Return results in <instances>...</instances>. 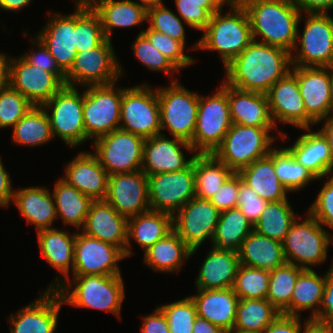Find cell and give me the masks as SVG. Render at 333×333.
Listing matches in <instances>:
<instances>
[{
    "mask_svg": "<svg viewBox=\"0 0 333 333\" xmlns=\"http://www.w3.org/2000/svg\"><path fill=\"white\" fill-rule=\"evenodd\" d=\"M291 68V53L288 50L253 40L224 67L223 81L239 90L266 94Z\"/></svg>",
    "mask_w": 333,
    "mask_h": 333,
    "instance_id": "cell-1",
    "label": "cell"
},
{
    "mask_svg": "<svg viewBox=\"0 0 333 333\" xmlns=\"http://www.w3.org/2000/svg\"><path fill=\"white\" fill-rule=\"evenodd\" d=\"M242 5L248 13L254 41L293 50L301 15L293 0H244Z\"/></svg>",
    "mask_w": 333,
    "mask_h": 333,
    "instance_id": "cell-2",
    "label": "cell"
},
{
    "mask_svg": "<svg viewBox=\"0 0 333 333\" xmlns=\"http://www.w3.org/2000/svg\"><path fill=\"white\" fill-rule=\"evenodd\" d=\"M56 291L63 305L112 313L121 320L125 285L122 275H72Z\"/></svg>",
    "mask_w": 333,
    "mask_h": 333,
    "instance_id": "cell-3",
    "label": "cell"
},
{
    "mask_svg": "<svg viewBox=\"0 0 333 333\" xmlns=\"http://www.w3.org/2000/svg\"><path fill=\"white\" fill-rule=\"evenodd\" d=\"M202 32L199 40L191 45L192 50L219 53L224 67L253 41L251 23L243 5L231 7L225 13L220 8Z\"/></svg>",
    "mask_w": 333,
    "mask_h": 333,
    "instance_id": "cell-4",
    "label": "cell"
},
{
    "mask_svg": "<svg viewBox=\"0 0 333 333\" xmlns=\"http://www.w3.org/2000/svg\"><path fill=\"white\" fill-rule=\"evenodd\" d=\"M276 127H251L232 124L213 155L233 172L267 156L275 146ZM272 132V134H271Z\"/></svg>",
    "mask_w": 333,
    "mask_h": 333,
    "instance_id": "cell-5",
    "label": "cell"
},
{
    "mask_svg": "<svg viewBox=\"0 0 333 333\" xmlns=\"http://www.w3.org/2000/svg\"><path fill=\"white\" fill-rule=\"evenodd\" d=\"M325 229L307 211L306 217L300 215L282 241L286 263L312 270V267L326 262L331 234Z\"/></svg>",
    "mask_w": 333,
    "mask_h": 333,
    "instance_id": "cell-6",
    "label": "cell"
},
{
    "mask_svg": "<svg viewBox=\"0 0 333 333\" xmlns=\"http://www.w3.org/2000/svg\"><path fill=\"white\" fill-rule=\"evenodd\" d=\"M301 19H305L302 36L299 29ZM290 53L292 66L327 67L331 65L333 63L332 15L329 13H303L302 15L301 13L296 43Z\"/></svg>",
    "mask_w": 333,
    "mask_h": 333,
    "instance_id": "cell-7",
    "label": "cell"
},
{
    "mask_svg": "<svg viewBox=\"0 0 333 333\" xmlns=\"http://www.w3.org/2000/svg\"><path fill=\"white\" fill-rule=\"evenodd\" d=\"M231 125L227 84L222 81L213 95H199L196 127L190 143L196 154H213Z\"/></svg>",
    "mask_w": 333,
    "mask_h": 333,
    "instance_id": "cell-8",
    "label": "cell"
},
{
    "mask_svg": "<svg viewBox=\"0 0 333 333\" xmlns=\"http://www.w3.org/2000/svg\"><path fill=\"white\" fill-rule=\"evenodd\" d=\"M178 81L168 87H157L160 106L161 133L168 130L173 138L188 143L193 140L198 114L199 94Z\"/></svg>",
    "mask_w": 333,
    "mask_h": 333,
    "instance_id": "cell-9",
    "label": "cell"
},
{
    "mask_svg": "<svg viewBox=\"0 0 333 333\" xmlns=\"http://www.w3.org/2000/svg\"><path fill=\"white\" fill-rule=\"evenodd\" d=\"M112 43L106 38L95 48L77 52L72 66L65 73V85L83 88L117 82L124 68Z\"/></svg>",
    "mask_w": 333,
    "mask_h": 333,
    "instance_id": "cell-10",
    "label": "cell"
},
{
    "mask_svg": "<svg viewBox=\"0 0 333 333\" xmlns=\"http://www.w3.org/2000/svg\"><path fill=\"white\" fill-rule=\"evenodd\" d=\"M78 88L64 85L42 105L49 117L53 137H59L71 148L89 140L84 126L83 92L79 93Z\"/></svg>",
    "mask_w": 333,
    "mask_h": 333,
    "instance_id": "cell-11",
    "label": "cell"
},
{
    "mask_svg": "<svg viewBox=\"0 0 333 333\" xmlns=\"http://www.w3.org/2000/svg\"><path fill=\"white\" fill-rule=\"evenodd\" d=\"M146 83L123 86L120 108V128L144 139L161 134L157 89Z\"/></svg>",
    "mask_w": 333,
    "mask_h": 333,
    "instance_id": "cell-12",
    "label": "cell"
},
{
    "mask_svg": "<svg viewBox=\"0 0 333 333\" xmlns=\"http://www.w3.org/2000/svg\"><path fill=\"white\" fill-rule=\"evenodd\" d=\"M117 82L83 87V118L86 137L91 142L120 128L123 87Z\"/></svg>",
    "mask_w": 333,
    "mask_h": 333,
    "instance_id": "cell-13",
    "label": "cell"
},
{
    "mask_svg": "<svg viewBox=\"0 0 333 333\" xmlns=\"http://www.w3.org/2000/svg\"><path fill=\"white\" fill-rule=\"evenodd\" d=\"M144 140L119 128L93 140L92 153L109 175L139 171L143 163Z\"/></svg>",
    "mask_w": 333,
    "mask_h": 333,
    "instance_id": "cell-14",
    "label": "cell"
},
{
    "mask_svg": "<svg viewBox=\"0 0 333 333\" xmlns=\"http://www.w3.org/2000/svg\"><path fill=\"white\" fill-rule=\"evenodd\" d=\"M147 177L151 210L174 215L195 197L194 162L180 171L158 173Z\"/></svg>",
    "mask_w": 333,
    "mask_h": 333,
    "instance_id": "cell-15",
    "label": "cell"
},
{
    "mask_svg": "<svg viewBox=\"0 0 333 333\" xmlns=\"http://www.w3.org/2000/svg\"><path fill=\"white\" fill-rule=\"evenodd\" d=\"M220 213L210 200L194 197L173 215V230L192 249L191 257L212 241Z\"/></svg>",
    "mask_w": 333,
    "mask_h": 333,
    "instance_id": "cell-16",
    "label": "cell"
},
{
    "mask_svg": "<svg viewBox=\"0 0 333 333\" xmlns=\"http://www.w3.org/2000/svg\"><path fill=\"white\" fill-rule=\"evenodd\" d=\"M124 259L118 247L76 231L72 275H122L118 262Z\"/></svg>",
    "mask_w": 333,
    "mask_h": 333,
    "instance_id": "cell-17",
    "label": "cell"
},
{
    "mask_svg": "<svg viewBox=\"0 0 333 333\" xmlns=\"http://www.w3.org/2000/svg\"><path fill=\"white\" fill-rule=\"evenodd\" d=\"M62 305L56 290L45 289L30 304L9 315L10 333H55Z\"/></svg>",
    "mask_w": 333,
    "mask_h": 333,
    "instance_id": "cell-18",
    "label": "cell"
},
{
    "mask_svg": "<svg viewBox=\"0 0 333 333\" xmlns=\"http://www.w3.org/2000/svg\"><path fill=\"white\" fill-rule=\"evenodd\" d=\"M184 149L189 154L191 153L189 159L183 153ZM195 156L196 152L190 143L178 138H169L162 132L144 140L141 170L147 176L180 171L187 168L193 162Z\"/></svg>",
    "mask_w": 333,
    "mask_h": 333,
    "instance_id": "cell-19",
    "label": "cell"
},
{
    "mask_svg": "<svg viewBox=\"0 0 333 333\" xmlns=\"http://www.w3.org/2000/svg\"><path fill=\"white\" fill-rule=\"evenodd\" d=\"M65 84L52 72L28 63L21 55L10 60V86L34 106H42Z\"/></svg>",
    "mask_w": 333,
    "mask_h": 333,
    "instance_id": "cell-20",
    "label": "cell"
},
{
    "mask_svg": "<svg viewBox=\"0 0 333 333\" xmlns=\"http://www.w3.org/2000/svg\"><path fill=\"white\" fill-rule=\"evenodd\" d=\"M105 200L127 219L150 210L147 175L142 170L109 175Z\"/></svg>",
    "mask_w": 333,
    "mask_h": 333,
    "instance_id": "cell-21",
    "label": "cell"
},
{
    "mask_svg": "<svg viewBox=\"0 0 333 333\" xmlns=\"http://www.w3.org/2000/svg\"><path fill=\"white\" fill-rule=\"evenodd\" d=\"M296 78L305 110L308 128L331 115L330 83L327 67H297L290 71Z\"/></svg>",
    "mask_w": 333,
    "mask_h": 333,
    "instance_id": "cell-22",
    "label": "cell"
},
{
    "mask_svg": "<svg viewBox=\"0 0 333 333\" xmlns=\"http://www.w3.org/2000/svg\"><path fill=\"white\" fill-rule=\"evenodd\" d=\"M272 121L294 126L297 129L308 128V114L300 94L297 78L289 72L278 80L266 93Z\"/></svg>",
    "mask_w": 333,
    "mask_h": 333,
    "instance_id": "cell-23",
    "label": "cell"
},
{
    "mask_svg": "<svg viewBox=\"0 0 333 333\" xmlns=\"http://www.w3.org/2000/svg\"><path fill=\"white\" fill-rule=\"evenodd\" d=\"M37 37L54 57L59 68L66 73L77 54L75 39V10L71 14H50Z\"/></svg>",
    "mask_w": 333,
    "mask_h": 333,
    "instance_id": "cell-24",
    "label": "cell"
},
{
    "mask_svg": "<svg viewBox=\"0 0 333 333\" xmlns=\"http://www.w3.org/2000/svg\"><path fill=\"white\" fill-rule=\"evenodd\" d=\"M66 163L64 181L93 201L106 199L109 174L92 152L79 151Z\"/></svg>",
    "mask_w": 333,
    "mask_h": 333,
    "instance_id": "cell-25",
    "label": "cell"
},
{
    "mask_svg": "<svg viewBox=\"0 0 333 333\" xmlns=\"http://www.w3.org/2000/svg\"><path fill=\"white\" fill-rule=\"evenodd\" d=\"M59 228L43 229L37 231V241L42 258L61 275H56L53 284H49L46 290H56L73 272L74 243L76 231L68 232V229ZM72 268V269H71Z\"/></svg>",
    "mask_w": 333,
    "mask_h": 333,
    "instance_id": "cell-26",
    "label": "cell"
},
{
    "mask_svg": "<svg viewBox=\"0 0 333 333\" xmlns=\"http://www.w3.org/2000/svg\"><path fill=\"white\" fill-rule=\"evenodd\" d=\"M128 219L120 215L106 200L93 201L83 228L88 236L118 247L125 253Z\"/></svg>",
    "mask_w": 333,
    "mask_h": 333,
    "instance_id": "cell-27",
    "label": "cell"
},
{
    "mask_svg": "<svg viewBox=\"0 0 333 333\" xmlns=\"http://www.w3.org/2000/svg\"><path fill=\"white\" fill-rule=\"evenodd\" d=\"M302 133L291 146L285 148L294 159L309 170L318 180L333 175V159L330 146L318 130L302 128Z\"/></svg>",
    "mask_w": 333,
    "mask_h": 333,
    "instance_id": "cell-28",
    "label": "cell"
},
{
    "mask_svg": "<svg viewBox=\"0 0 333 333\" xmlns=\"http://www.w3.org/2000/svg\"><path fill=\"white\" fill-rule=\"evenodd\" d=\"M197 293L190 296L193 300L197 316L208 320L223 331L234 328L236 308L239 301L232 288L227 289H196Z\"/></svg>",
    "mask_w": 333,
    "mask_h": 333,
    "instance_id": "cell-29",
    "label": "cell"
},
{
    "mask_svg": "<svg viewBox=\"0 0 333 333\" xmlns=\"http://www.w3.org/2000/svg\"><path fill=\"white\" fill-rule=\"evenodd\" d=\"M16 189L13 202L26 220V224L34 225L36 231L53 228V224L58 218L51 190L45 186H28Z\"/></svg>",
    "mask_w": 333,
    "mask_h": 333,
    "instance_id": "cell-30",
    "label": "cell"
},
{
    "mask_svg": "<svg viewBox=\"0 0 333 333\" xmlns=\"http://www.w3.org/2000/svg\"><path fill=\"white\" fill-rule=\"evenodd\" d=\"M232 124L251 127H276L272 121L266 94L243 91L227 85Z\"/></svg>",
    "mask_w": 333,
    "mask_h": 333,
    "instance_id": "cell-31",
    "label": "cell"
},
{
    "mask_svg": "<svg viewBox=\"0 0 333 333\" xmlns=\"http://www.w3.org/2000/svg\"><path fill=\"white\" fill-rule=\"evenodd\" d=\"M195 281V289L232 288L238 267V253L218 250L211 246L201 263Z\"/></svg>",
    "mask_w": 333,
    "mask_h": 333,
    "instance_id": "cell-32",
    "label": "cell"
},
{
    "mask_svg": "<svg viewBox=\"0 0 333 333\" xmlns=\"http://www.w3.org/2000/svg\"><path fill=\"white\" fill-rule=\"evenodd\" d=\"M173 230V215L156 210H148L137 216L128 218L127 245L125 258H130L134 253L130 248L134 240L145 252L161 238ZM131 240V241H130Z\"/></svg>",
    "mask_w": 333,
    "mask_h": 333,
    "instance_id": "cell-33",
    "label": "cell"
},
{
    "mask_svg": "<svg viewBox=\"0 0 333 333\" xmlns=\"http://www.w3.org/2000/svg\"><path fill=\"white\" fill-rule=\"evenodd\" d=\"M85 1L99 15L104 35L109 40L114 29L141 26L147 19V10L133 0Z\"/></svg>",
    "mask_w": 333,
    "mask_h": 333,
    "instance_id": "cell-34",
    "label": "cell"
},
{
    "mask_svg": "<svg viewBox=\"0 0 333 333\" xmlns=\"http://www.w3.org/2000/svg\"><path fill=\"white\" fill-rule=\"evenodd\" d=\"M241 180L258 196L268 202L287 200L289 191L278 179L273 161V150L265 157L254 161L238 171Z\"/></svg>",
    "mask_w": 333,
    "mask_h": 333,
    "instance_id": "cell-35",
    "label": "cell"
},
{
    "mask_svg": "<svg viewBox=\"0 0 333 333\" xmlns=\"http://www.w3.org/2000/svg\"><path fill=\"white\" fill-rule=\"evenodd\" d=\"M192 249L172 230L144 252L143 263L158 273H178Z\"/></svg>",
    "mask_w": 333,
    "mask_h": 333,
    "instance_id": "cell-36",
    "label": "cell"
},
{
    "mask_svg": "<svg viewBox=\"0 0 333 333\" xmlns=\"http://www.w3.org/2000/svg\"><path fill=\"white\" fill-rule=\"evenodd\" d=\"M238 256L240 265L268 271L286 263L282 243L254 230L244 239Z\"/></svg>",
    "mask_w": 333,
    "mask_h": 333,
    "instance_id": "cell-37",
    "label": "cell"
},
{
    "mask_svg": "<svg viewBox=\"0 0 333 333\" xmlns=\"http://www.w3.org/2000/svg\"><path fill=\"white\" fill-rule=\"evenodd\" d=\"M52 197L57 218L60 217L65 226H73L76 231H80L85 224L93 200L61 177L54 183Z\"/></svg>",
    "mask_w": 333,
    "mask_h": 333,
    "instance_id": "cell-38",
    "label": "cell"
},
{
    "mask_svg": "<svg viewBox=\"0 0 333 333\" xmlns=\"http://www.w3.org/2000/svg\"><path fill=\"white\" fill-rule=\"evenodd\" d=\"M324 287L325 273L320 276L314 269H304L296 280L291 304L282 314L302 317V311H311L308 320H314L319 315Z\"/></svg>",
    "mask_w": 333,
    "mask_h": 333,
    "instance_id": "cell-39",
    "label": "cell"
},
{
    "mask_svg": "<svg viewBox=\"0 0 333 333\" xmlns=\"http://www.w3.org/2000/svg\"><path fill=\"white\" fill-rule=\"evenodd\" d=\"M253 231V224L244 216L239 208L222 211L212 246L218 250L238 253L244 239Z\"/></svg>",
    "mask_w": 333,
    "mask_h": 333,
    "instance_id": "cell-40",
    "label": "cell"
},
{
    "mask_svg": "<svg viewBox=\"0 0 333 333\" xmlns=\"http://www.w3.org/2000/svg\"><path fill=\"white\" fill-rule=\"evenodd\" d=\"M12 131V141L20 146L38 147L54 139L49 117L42 106H33Z\"/></svg>",
    "mask_w": 333,
    "mask_h": 333,
    "instance_id": "cell-41",
    "label": "cell"
},
{
    "mask_svg": "<svg viewBox=\"0 0 333 333\" xmlns=\"http://www.w3.org/2000/svg\"><path fill=\"white\" fill-rule=\"evenodd\" d=\"M193 162L195 197L210 200L233 171L213 154H196Z\"/></svg>",
    "mask_w": 333,
    "mask_h": 333,
    "instance_id": "cell-42",
    "label": "cell"
},
{
    "mask_svg": "<svg viewBox=\"0 0 333 333\" xmlns=\"http://www.w3.org/2000/svg\"><path fill=\"white\" fill-rule=\"evenodd\" d=\"M288 200L268 202L253 230L282 243L291 225L300 216Z\"/></svg>",
    "mask_w": 333,
    "mask_h": 333,
    "instance_id": "cell-43",
    "label": "cell"
},
{
    "mask_svg": "<svg viewBox=\"0 0 333 333\" xmlns=\"http://www.w3.org/2000/svg\"><path fill=\"white\" fill-rule=\"evenodd\" d=\"M280 314L267 299H239L234 328L262 333Z\"/></svg>",
    "mask_w": 333,
    "mask_h": 333,
    "instance_id": "cell-44",
    "label": "cell"
},
{
    "mask_svg": "<svg viewBox=\"0 0 333 333\" xmlns=\"http://www.w3.org/2000/svg\"><path fill=\"white\" fill-rule=\"evenodd\" d=\"M77 52L99 46L105 39L99 15L85 0H74Z\"/></svg>",
    "mask_w": 333,
    "mask_h": 333,
    "instance_id": "cell-45",
    "label": "cell"
},
{
    "mask_svg": "<svg viewBox=\"0 0 333 333\" xmlns=\"http://www.w3.org/2000/svg\"><path fill=\"white\" fill-rule=\"evenodd\" d=\"M274 169L278 179L290 192L304 189L316 177L300 163H298L285 147L273 149Z\"/></svg>",
    "mask_w": 333,
    "mask_h": 333,
    "instance_id": "cell-46",
    "label": "cell"
},
{
    "mask_svg": "<svg viewBox=\"0 0 333 333\" xmlns=\"http://www.w3.org/2000/svg\"><path fill=\"white\" fill-rule=\"evenodd\" d=\"M299 266L285 263L270 271L269 287L266 299L282 314L291 304L293 289L299 274Z\"/></svg>",
    "mask_w": 333,
    "mask_h": 333,
    "instance_id": "cell-47",
    "label": "cell"
},
{
    "mask_svg": "<svg viewBox=\"0 0 333 333\" xmlns=\"http://www.w3.org/2000/svg\"><path fill=\"white\" fill-rule=\"evenodd\" d=\"M269 280L270 271L240 265L232 289L239 299H266Z\"/></svg>",
    "mask_w": 333,
    "mask_h": 333,
    "instance_id": "cell-48",
    "label": "cell"
},
{
    "mask_svg": "<svg viewBox=\"0 0 333 333\" xmlns=\"http://www.w3.org/2000/svg\"><path fill=\"white\" fill-rule=\"evenodd\" d=\"M132 51L136 59L147 69L169 75V78H171L170 82L179 80L172 74L180 73V70L165 55L158 51L143 34L138 33L132 44Z\"/></svg>",
    "mask_w": 333,
    "mask_h": 333,
    "instance_id": "cell-49",
    "label": "cell"
},
{
    "mask_svg": "<svg viewBox=\"0 0 333 333\" xmlns=\"http://www.w3.org/2000/svg\"><path fill=\"white\" fill-rule=\"evenodd\" d=\"M158 307L165 315L170 333L193 332L197 312L190 296Z\"/></svg>",
    "mask_w": 333,
    "mask_h": 333,
    "instance_id": "cell-50",
    "label": "cell"
},
{
    "mask_svg": "<svg viewBox=\"0 0 333 333\" xmlns=\"http://www.w3.org/2000/svg\"><path fill=\"white\" fill-rule=\"evenodd\" d=\"M146 22L149 23L148 29L156 30L186 44L187 36L183 25L185 22L165 4L147 9Z\"/></svg>",
    "mask_w": 333,
    "mask_h": 333,
    "instance_id": "cell-51",
    "label": "cell"
},
{
    "mask_svg": "<svg viewBox=\"0 0 333 333\" xmlns=\"http://www.w3.org/2000/svg\"><path fill=\"white\" fill-rule=\"evenodd\" d=\"M143 34L150 43L163 55H165L179 70L194 65V57L185 53V47L182 42L170 38L166 34L156 30L145 29L139 32Z\"/></svg>",
    "mask_w": 333,
    "mask_h": 333,
    "instance_id": "cell-52",
    "label": "cell"
},
{
    "mask_svg": "<svg viewBox=\"0 0 333 333\" xmlns=\"http://www.w3.org/2000/svg\"><path fill=\"white\" fill-rule=\"evenodd\" d=\"M33 106L25 96L11 86L0 91V128H13Z\"/></svg>",
    "mask_w": 333,
    "mask_h": 333,
    "instance_id": "cell-53",
    "label": "cell"
},
{
    "mask_svg": "<svg viewBox=\"0 0 333 333\" xmlns=\"http://www.w3.org/2000/svg\"><path fill=\"white\" fill-rule=\"evenodd\" d=\"M178 16L188 27L202 32L211 16L216 13L220 7L215 2H193L192 0H174Z\"/></svg>",
    "mask_w": 333,
    "mask_h": 333,
    "instance_id": "cell-54",
    "label": "cell"
},
{
    "mask_svg": "<svg viewBox=\"0 0 333 333\" xmlns=\"http://www.w3.org/2000/svg\"><path fill=\"white\" fill-rule=\"evenodd\" d=\"M306 210L321 225L333 230V175L329 176Z\"/></svg>",
    "mask_w": 333,
    "mask_h": 333,
    "instance_id": "cell-55",
    "label": "cell"
},
{
    "mask_svg": "<svg viewBox=\"0 0 333 333\" xmlns=\"http://www.w3.org/2000/svg\"><path fill=\"white\" fill-rule=\"evenodd\" d=\"M30 39V44L33 45V48L30 51L28 50V52H24L21 56L28 63L54 73L65 84V73L56 64L54 57L50 54L45 45L35 36Z\"/></svg>",
    "mask_w": 333,
    "mask_h": 333,
    "instance_id": "cell-56",
    "label": "cell"
},
{
    "mask_svg": "<svg viewBox=\"0 0 333 333\" xmlns=\"http://www.w3.org/2000/svg\"><path fill=\"white\" fill-rule=\"evenodd\" d=\"M268 201L262 199L258 194L244 184L239 175V193L237 208H239L244 216L254 225L260 218Z\"/></svg>",
    "mask_w": 333,
    "mask_h": 333,
    "instance_id": "cell-57",
    "label": "cell"
},
{
    "mask_svg": "<svg viewBox=\"0 0 333 333\" xmlns=\"http://www.w3.org/2000/svg\"><path fill=\"white\" fill-rule=\"evenodd\" d=\"M239 174L233 172L210 198V202L220 211L237 207Z\"/></svg>",
    "mask_w": 333,
    "mask_h": 333,
    "instance_id": "cell-58",
    "label": "cell"
},
{
    "mask_svg": "<svg viewBox=\"0 0 333 333\" xmlns=\"http://www.w3.org/2000/svg\"><path fill=\"white\" fill-rule=\"evenodd\" d=\"M314 320L333 327V268L329 267L325 273V287L319 307V315Z\"/></svg>",
    "mask_w": 333,
    "mask_h": 333,
    "instance_id": "cell-59",
    "label": "cell"
},
{
    "mask_svg": "<svg viewBox=\"0 0 333 333\" xmlns=\"http://www.w3.org/2000/svg\"><path fill=\"white\" fill-rule=\"evenodd\" d=\"M301 317L280 314L262 333H300Z\"/></svg>",
    "mask_w": 333,
    "mask_h": 333,
    "instance_id": "cell-60",
    "label": "cell"
},
{
    "mask_svg": "<svg viewBox=\"0 0 333 333\" xmlns=\"http://www.w3.org/2000/svg\"><path fill=\"white\" fill-rule=\"evenodd\" d=\"M142 319L141 333H170L165 315L158 305L151 314L144 315Z\"/></svg>",
    "mask_w": 333,
    "mask_h": 333,
    "instance_id": "cell-61",
    "label": "cell"
},
{
    "mask_svg": "<svg viewBox=\"0 0 333 333\" xmlns=\"http://www.w3.org/2000/svg\"><path fill=\"white\" fill-rule=\"evenodd\" d=\"M10 174L6 171V167L2 164L0 156V207L8 208L10 202H13L15 189L12 187Z\"/></svg>",
    "mask_w": 333,
    "mask_h": 333,
    "instance_id": "cell-62",
    "label": "cell"
},
{
    "mask_svg": "<svg viewBox=\"0 0 333 333\" xmlns=\"http://www.w3.org/2000/svg\"><path fill=\"white\" fill-rule=\"evenodd\" d=\"M301 13H329L333 9V0H293Z\"/></svg>",
    "mask_w": 333,
    "mask_h": 333,
    "instance_id": "cell-63",
    "label": "cell"
},
{
    "mask_svg": "<svg viewBox=\"0 0 333 333\" xmlns=\"http://www.w3.org/2000/svg\"><path fill=\"white\" fill-rule=\"evenodd\" d=\"M12 56L0 52V91L10 86V60Z\"/></svg>",
    "mask_w": 333,
    "mask_h": 333,
    "instance_id": "cell-64",
    "label": "cell"
},
{
    "mask_svg": "<svg viewBox=\"0 0 333 333\" xmlns=\"http://www.w3.org/2000/svg\"><path fill=\"white\" fill-rule=\"evenodd\" d=\"M192 333H225L220 327L213 325L208 320L196 317Z\"/></svg>",
    "mask_w": 333,
    "mask_h": 333,
    "instance_id": "cell-65",
    "label": "cell"
},
{
    "mask_svg": "<svg viewBox=\"0 0 333 333\" xmlns=\"http://www.w3.org/2000/svg\"><path fill=\"white\" fill-rule=\"evenodd\" d=\"M304 319L300 333H333V327L318 323L315 320Z\"/></svg>",
    "mask_w": 333,
    "mask_h": 333,
    "instance_id": "cell-66",
    "label": "cell"
},
{
    "mask_svg": "<svg viewBox=\"0 0 333 333\" xmlns=\"http://www.w3.org/2000/svg\"><path fill=\"white\" fill-rule=\"evenodd\" d=\"M34 0H0V10L4 12H19L29 6Z\"/></svg>",
    "mask_w": 333,
    "mask_h": 333,
    "instance_id": "cell-67",
    "label": "cell"
},
{
    "mask_svg": "<svg viewBox=\"0 0 333 333\" xmlns=\"http://www.w3.org/2000/svg\"><path fill=\"white\" fill-rule=\"evenodd\" d=\"M320 123H324L322 124L323 126L319 128V131L326 138L330 146V152L333 159V114L328 116L326 119L320 121Z\"/></svg>",
    "mask_w": 333,
    "mask_h": 333,
    "instance_id": "cell-68",
    "label": "cell"
},
{
    "mask_svg": "<svg viewBox=\"0 0 333 333\" xmlns=\"http://www.w3.org/2000/svg\"><path fill=\"white\" fill-rule=\"evenodd\" d=\"M135 2L146 10L164 4V0H136Z\"/></svg>",
    "mask_w": 333,
    "mask_h": 333,
    "instance_id": "cell-69",
    "label": "cell"
},
{
    "mask_svg": "<svg viewBox=\"0 0 333 333\" xmlns=\"http://www.w3.org/2000/svg\"><path fill=\"white\" fill-rule=\"evenodd\" d=\"M214 2L220 7L223 8L225 5L228 8L237 7L242 5V0H214Z\"/></svg>",
    "mask_w": 333,
    "mask_h": 333,
    "instance_id": "cell-70",
    "label": "cell"
},
{
    "mask_svg": "<svg viewBox=\"0 0 333 333\" xmlns=\"http://www.w3.org/2000/svg\"><path fill=\"white\" fill-rule=\"evenodd\" d=\"M328 70V77H329V83H330V100H331V115L333 114V63L329 66H327Z\"/></svg>",
    "mask_w": 333,
    "mask_h": 333,
    "instance_id": "cell-71",
    "label": "cell"
},
{
    "mask_svg": "<svg viewBox=\"0 0 333 333\" xmlns=\"http://www.w3.org/2000/svg\"><path fill=\"white\" fill-rule=\"evenodd\" d=\"M225 333H256V332L244 331L237 328H233L232 330L226 331Z\"/></svg>",
    "mask_w": 333,
    "mask_h": 333,
    "instance_id": "cell-72",
    "label": "cell"
},
{
    "mask_svg": "<svg viewBox=\"0 0 333 333\" xmlns=\"http://www.w3.org/2000/svg\"><path fill=\"white\" fill-rule=\"evenodd\" d=\"M193 2H214V0H192Z\"/></svg>",
    "mask_w": 333,
    "mask_h": 333,
    "instance_id": "cell-73",
    "label": "cell"
},
{
    "mask_svg": "<svg viewBox=\"0 0 333 333\" xmlns=\"http://www.w3.org/2000/svg\"><path fill=\"white\" fill-rule=\"evenodd\" d=\"M331 243H333V233L331 234ZM330 268H333V259L331 261Z\"/></svg>",
    "mask_w": 333,
    "mask_h": 333,
    "instance_id": "cell-74",
    "label": "cell"
}]
</instances>
